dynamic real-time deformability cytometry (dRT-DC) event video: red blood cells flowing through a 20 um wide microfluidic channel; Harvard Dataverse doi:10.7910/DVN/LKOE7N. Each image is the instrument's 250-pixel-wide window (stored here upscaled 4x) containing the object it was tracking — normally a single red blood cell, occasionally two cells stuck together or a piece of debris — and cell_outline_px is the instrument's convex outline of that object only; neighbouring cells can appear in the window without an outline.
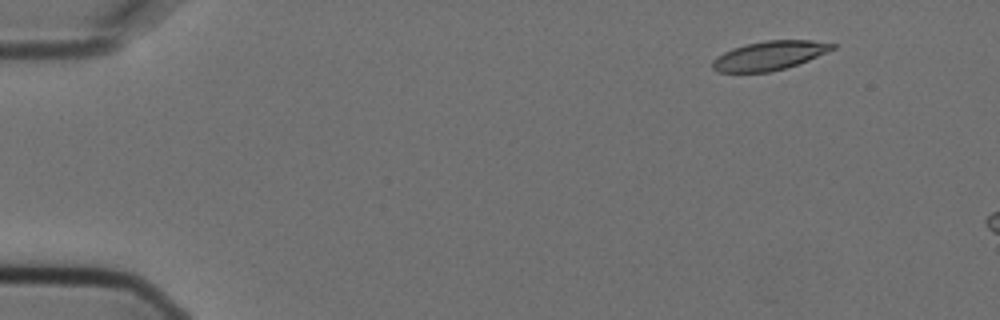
{"species": "Egyptian fruit bat (a non-hibernating species)", "species_latin": "Rousettus aegyptiacus", "temperature_condition": "cold", "stored_images_in_passage": 4, "camera_frame_rate_fps": 3000, "um_per_image_px": 0.085, "animal": {"sex": "female"}, "frame": {"image": 1, "passage_image": 2, "time_ms": 0.333, "image_size_px": [1000, 320], "cell_outline_px": [[836, 48], [808, 60], [784, 68], [768, 72], [716, 72], [712, 68], [712, 60], [716, 56], [732, 48], [764, 40], [812, 40], [836, 44]], "centroid_in_image_um": [65.37, 4.72], "position_along_channel_um": 19.6, "area_um2": 20.17}}